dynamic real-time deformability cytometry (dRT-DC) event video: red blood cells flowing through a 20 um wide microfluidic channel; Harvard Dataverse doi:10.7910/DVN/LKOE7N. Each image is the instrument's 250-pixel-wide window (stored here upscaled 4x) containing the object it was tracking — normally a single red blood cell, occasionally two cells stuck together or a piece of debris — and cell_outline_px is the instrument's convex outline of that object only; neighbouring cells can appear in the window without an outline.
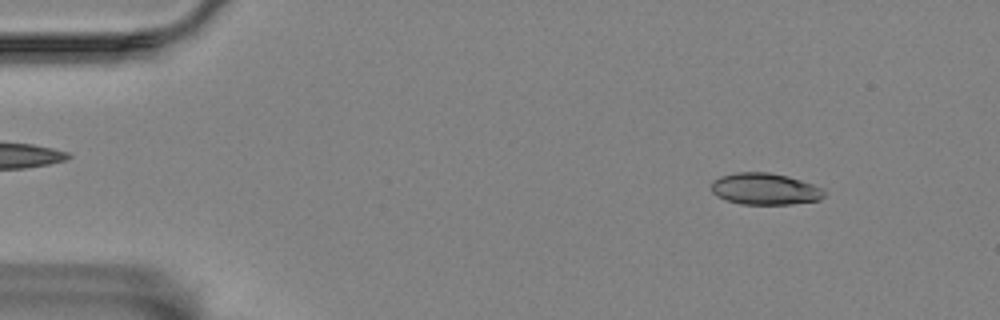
{"species": "Egyptian fruit bat (a non-hibernating species)", "species_latin": "Rousettus aegyptiacus", "temperature_condition": "room temperature", "stored_images_in_passage": 16, "camera_frame_rate_fps": 3000, "um_per_image_px": 0.085, "animal": {"sex": "female"}, "frame": {"image": 1, "passage_image": 6, "time_ms": 1.667, "image_size_px": [1000, 320], "cell_outline_px": [[824, 196], [820, 200], [792, 204], [740, 204], [716, 196], [712, 192], [712, 180], [720, 176], [736, 172], [768, 172], [788, 176], [824, 188]], "centroid_in_image_um": [65.02, 16.06], "position_along_channel_um": 20.0, "area_um2": 20.87}}
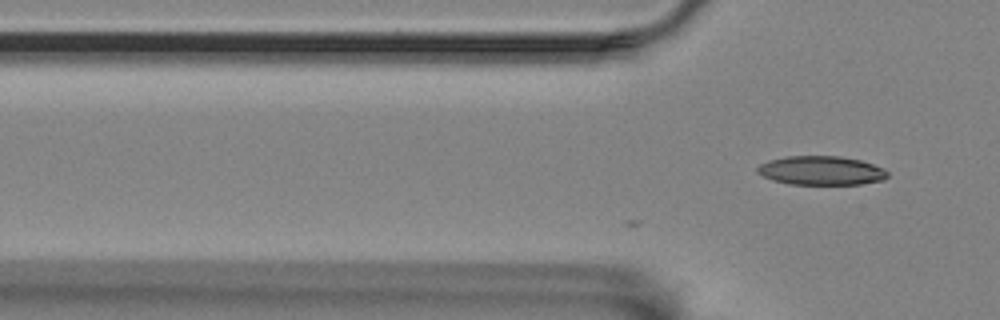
{"frame": {"image": 2, "passage_image": 16, "time_ms": 5.0, "image_size_px": [1000, 320], "cell_outline_px": [[888, 176], [884, 180], [860, 184], [788, 184], [772, 180], [756, 172], [756, 168], [760, 164], [768, 160], [788, 156], [840, 156], [860, 160], [884, 168], [888, 172]], "centroid_in_image_um": [69.8, 14.5], "position_along_channel_um": 56.0, "area_um2": 22.02}}